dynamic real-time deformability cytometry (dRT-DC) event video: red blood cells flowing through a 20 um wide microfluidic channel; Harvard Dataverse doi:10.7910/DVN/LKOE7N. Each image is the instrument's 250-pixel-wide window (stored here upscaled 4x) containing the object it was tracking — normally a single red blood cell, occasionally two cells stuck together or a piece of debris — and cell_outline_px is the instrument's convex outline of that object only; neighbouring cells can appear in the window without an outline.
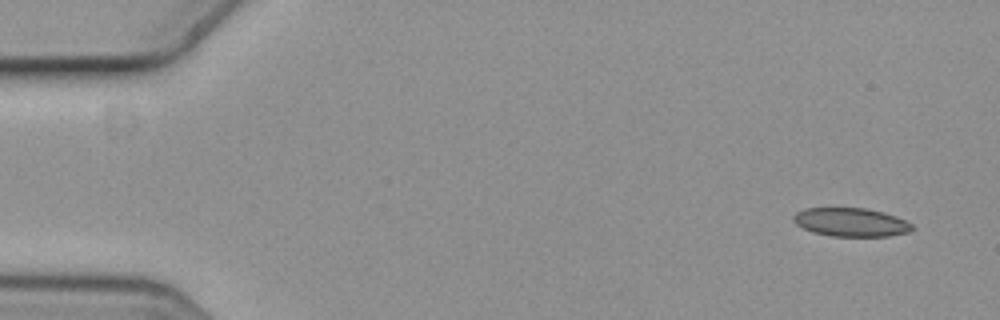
{"species": "common noctule bat (a hibernating species)", "species_latin": "Nyctalus noctula", "temperature_condition": "cold", "stored_images_in_passage": 4, "camera_frame_rate_fps": 3000, "um_per_image_px": 0.085, "animal": {"sex": "female", "body_mass_g": 19.3, "forearm_length_mm": 54.1}, "frame": {"image": 1, "passage_image": 1, "time_ms": 0.0, "image_size_px": [1000, 320], "cell_outline_px": [[916, 228], [908, 232], [888, 236], [832, 236], [812, 232], [796, 224], [792, 220], [792, 216], [796, 212], [804, 208], [864, 208], [884, 212], [896, 216], [912, 224]], "centroid_in_image_um": [72.32, 18.88], "position_along_channel_um": 12.7, "area_um2": 19.83}}